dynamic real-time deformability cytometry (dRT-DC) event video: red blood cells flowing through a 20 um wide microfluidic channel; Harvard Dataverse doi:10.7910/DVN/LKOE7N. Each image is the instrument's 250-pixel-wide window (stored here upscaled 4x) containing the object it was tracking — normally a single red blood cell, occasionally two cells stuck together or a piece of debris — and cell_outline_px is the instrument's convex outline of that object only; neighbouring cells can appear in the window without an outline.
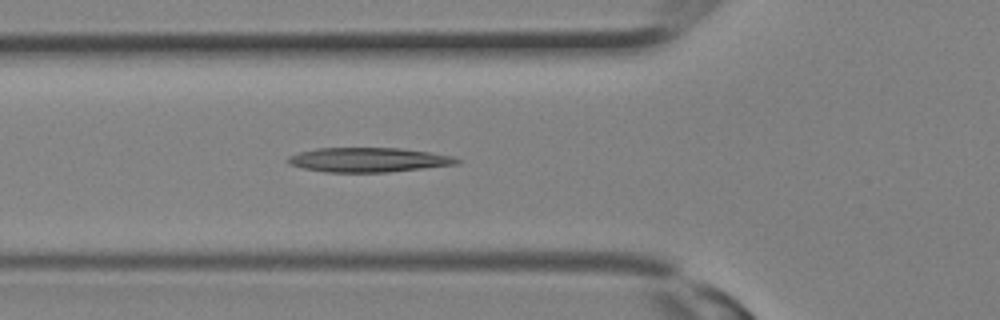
{"species": "Egyptian fruit bat (a non-hibernating species)", "species_latin": "Rousettus aegyptiacus", "temperature_condition": "room temperature", "stored_images_in_passage": 17, "camera_frame_rate_fps": 3000, "um_per_image_px": 0.085, "animal": {"sex": "female"}, "frame": {"image": 1, "passage_image": 10, "time_ms": 3.0, "image_size_px": [1000, 320], "cell_outline_px": [[460, 160], [456, 164], [388, 172], [324, 172], [304, 168], [288, 164], [288, 156], [300, 152], [316, 148], [400, 148], [428, 152], [452, 156]], "centroid_in_image_um": [31.27, 13.58], "position_along_channel_um": 94.5, "area_um2": 23.81}}
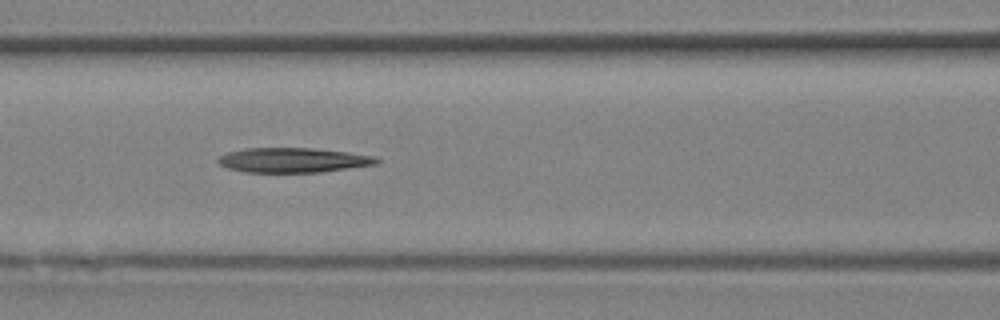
{"frame": {"image": 2, "passage_image": 12, "time_ms": 3.667, "image_size_px": [1000, 320], "cell_outline_px": [[380, 160], [376, 164], [320, 172], [244, 172], [228, 168], [220, 164], [216, 160], [220, 156], [228, 152], [244, 148], [312, 148], [348, 152], [376, 156]], "centroid_in_image_um": [24.91, 13.6], "position_along_channel_um": 141.7, "area_um2": 22.77}}
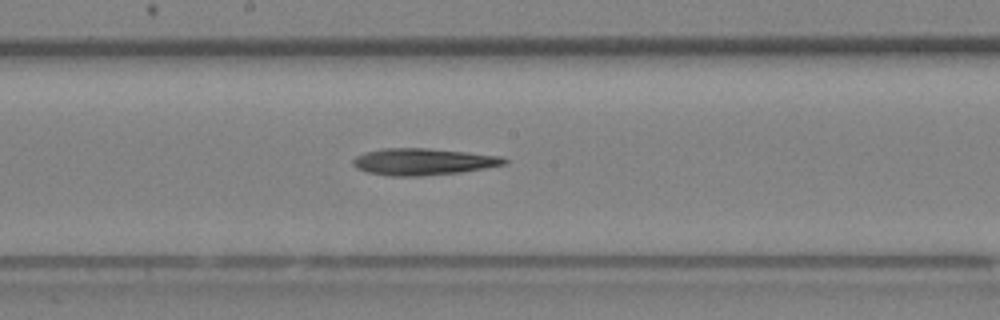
{"frame": {"image": 3, "passage_image": 15, "time_ms": 4.667, "image_size_px": [1000, 320], "cell_outline_px": [[508, 164], [460, 172], [420, 176], [388, 176], [368, 172], [356, 168], [352, 164], [352, 160], [356, 156], [364, 152], [380, 148], [428, 148], [468, 152], [504, 156], [508, 160]], "centroid_in_image_um": [35.97, 13.73], "position_along_channel_um": 212.2, "area_um2": 23.81}}